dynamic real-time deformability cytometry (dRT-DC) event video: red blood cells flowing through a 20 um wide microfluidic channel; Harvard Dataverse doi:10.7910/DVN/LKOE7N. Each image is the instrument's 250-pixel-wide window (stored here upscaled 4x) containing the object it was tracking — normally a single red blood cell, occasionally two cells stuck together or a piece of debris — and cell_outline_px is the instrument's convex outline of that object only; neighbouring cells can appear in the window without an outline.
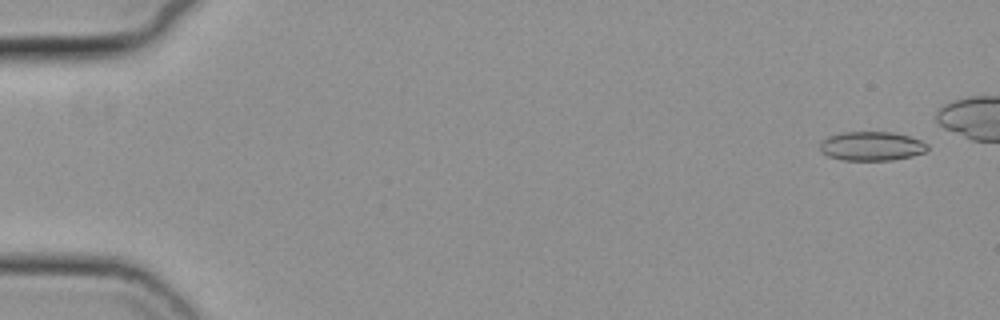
{"species": "common noctule bat (a hibernating species)", "species_latin": "Nyctalus noctula", "temperature_condition": "cold", "stored_images_in_passage": 45, "camera_frame_rate_fps": 3000, "um_per_image_px": 0.085, "animal": {"sex": "female", "body_mass_g": 19.3, "forearm_length_mm": 54.1}, "frame": {"image": 1, "passage_image": 1, "time_ms": 0.0, "image_size_px": [1000, 320], "cell_outline_px": [[928, 148], [924, 152], [912, 156], [892, 160], [844, 160], [828, 156], [820, 152], [820, 144], [828, 136], [844, 132], [892, 132], [908, 136], [920, 140], [928, 144]], "centroid_in_image_um": [74.08, 12.42], "position_along_channel_um": 10.9, "area_um2": 18.15}}
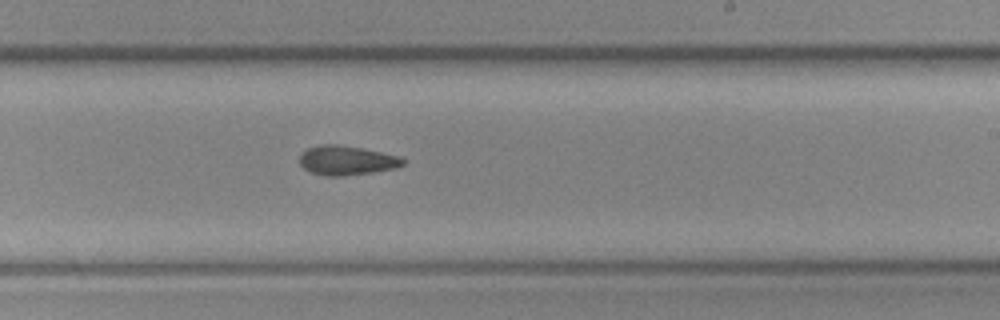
{"frame": {"image": 2, "passage_image": 33, "time_ms": 10.667, "image_size_px": [1000, 320], "cell_outline_px": [[404, 164], [396, 168], [372, 172], [344, 176], [324, 176], [312, 172], [304, 168], [300, 164], [300, 156], [308, 148], [320, 144], [336, 144], [360, 148], [400, 156], [404, 160]], "centroid_in_image_um": [29.46, 13.64], "position_along_channel_um": 259.5, "area_um2": 17.51}}
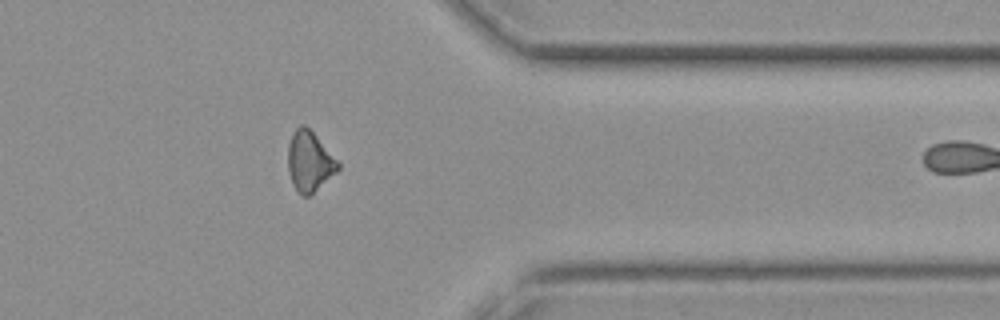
{"frame": {"image": 3, "passage_image": 44, "time_ms": 14.333, "image_size_px": [1000, 320], "cell_outline_px": [[340, 168], [312, 196], [300, 196], [292, 184], [288, 172], [288, 144], [292, 132], [300, 124], [304, 124], [312, 132], [340, 164]], "centroid_in_image_um": [26.28, 13.77], "position_along_channel_um": 385.1, "area_um2": 17.63}}